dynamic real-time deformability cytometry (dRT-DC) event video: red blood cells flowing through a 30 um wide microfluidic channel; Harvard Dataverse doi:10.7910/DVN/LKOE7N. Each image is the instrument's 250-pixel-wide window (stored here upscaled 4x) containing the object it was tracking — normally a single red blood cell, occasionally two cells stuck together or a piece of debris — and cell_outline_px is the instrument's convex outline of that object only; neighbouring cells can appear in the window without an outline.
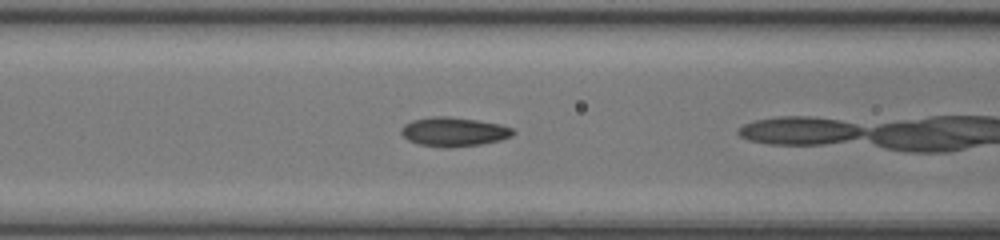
{"species": "common noctule bat (a hibernating species)", "species_latin": "Nyctalus noctula", "temperature_condition": "room temperature", "stored_images_in_passage": 10, "camera_frame_rate_fps": 3000, "um_per_image_px": 0.085, "animal": {"sex": "female", "body_mass_g": 17.0, "forearm_length_mm": 48.0}, "frame": {"image": 1, "passage_image": 9, "time_ms": 2.667, "image_size_px": [1000, 240], "cell_outline_px": [[516, 132], [512, 136], [500, 140], [480, 144], [452, 148], [444, 148], [420, 144], [408, 140], [400, 132], [400, 128], [404, 124], [412, 120], [432, 116], [448, 116], [476, 120], [500, 124], [512, 128]], "centroid_in_image_um": [38.56, 11.2], "position_along_channel_um": 128.0, "area_um2": 19.07}}